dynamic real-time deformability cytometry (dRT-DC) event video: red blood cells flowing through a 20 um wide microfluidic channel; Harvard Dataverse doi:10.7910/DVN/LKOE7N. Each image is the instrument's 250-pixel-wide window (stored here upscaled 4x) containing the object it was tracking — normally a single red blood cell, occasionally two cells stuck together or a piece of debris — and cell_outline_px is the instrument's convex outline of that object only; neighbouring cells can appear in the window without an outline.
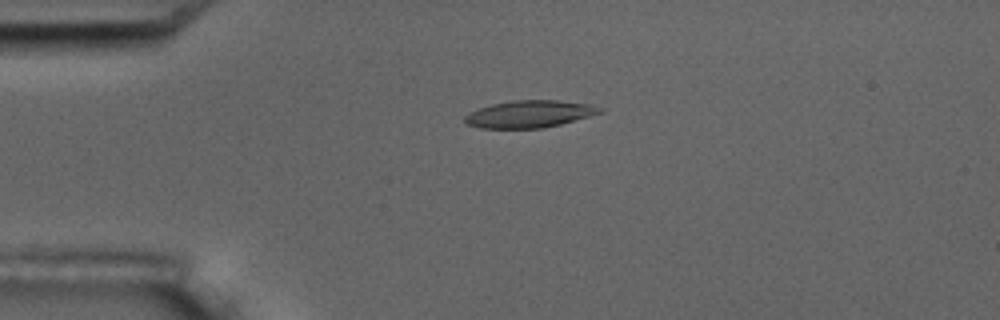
{"species": "common noctule bat (a hibernating species)", "species_latin": "Nyctalus noctula", "temperature_condition": "room temperature", "stored_images_in_passage": 4, "camera_frame_rate_fps": 3000, "um_per_image_px": 0.085, "animal": {"sex": "male", "body_mass_g": 17.5, "forearm_length_mm": 52.3}, "frame": {"image": 1, "passage_image": 2, "time_ms": 2.0, "image_size_px": [1000, 320], "cell_outline_px": [[604, 112], [560, 124], [544, 128], [480, 128], [468, 124], [464, 120], [464, 116], [468, 112], [492, 104], [516, 100], [556, 100], [592, 104], [604, 108]], "centroid_in_image_um": [45.03, 9.69], "position_along_channel_um": 40.0, "area_um2": 21.39}}